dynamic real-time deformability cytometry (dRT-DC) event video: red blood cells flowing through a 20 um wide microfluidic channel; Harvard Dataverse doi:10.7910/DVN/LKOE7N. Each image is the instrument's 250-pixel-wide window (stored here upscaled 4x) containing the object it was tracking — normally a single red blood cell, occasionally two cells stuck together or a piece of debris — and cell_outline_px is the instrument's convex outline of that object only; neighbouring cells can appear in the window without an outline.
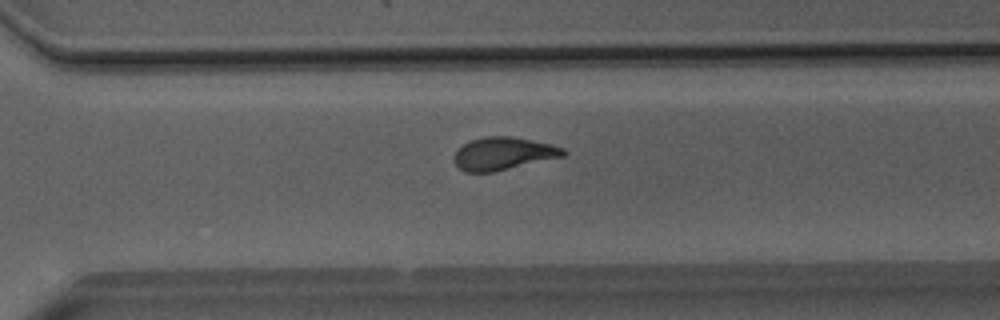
{"species": "Egyptian fruit bat (a non-hibernating species)", "species_latin": "Rousettus aegyptiacus", "temperature_condition": "room temperature", "stored_images_in_passage": 42, "camera_frame_rate_fps": 3000, "um_per_image_px": 0.085, "animal": {"sex": "male"}, "frame": {"image": 1, "passage_image": 27, "time_ms": 8.667, "image_size_px": [1000, 320], "cell_outline_px": [[568, 152], [564, 156], [492, 172], [464, 172], [452, 160], [452, 156], [464, 144], [472, 140], [484, 136], [512, 136], [552, 144], [564, 148]], "centroid_in_image_um": [42.78, 13.05], "position_along_channel_um": 327.8, "area_um2": 20.81}}
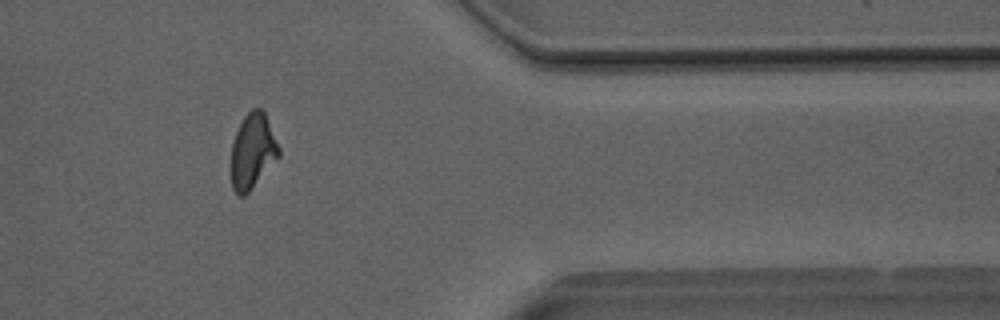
{"frame": {"image": 2, "passage_image": 33, "time_ms": 10.667, "image_size_px": [1000, 320], "cell_outline_px": [[280, 156], [248, 192], [244, 196], [236, 196], [232, 188], [232, 144], [236, 132], [244, 116], [252, 108], [260, 108], [264, 112], [280, 148]], "centroid_in_image_um": [21.47, 12.86], "position_along_channel_um": 389.9, "area_um2": 20.63}}
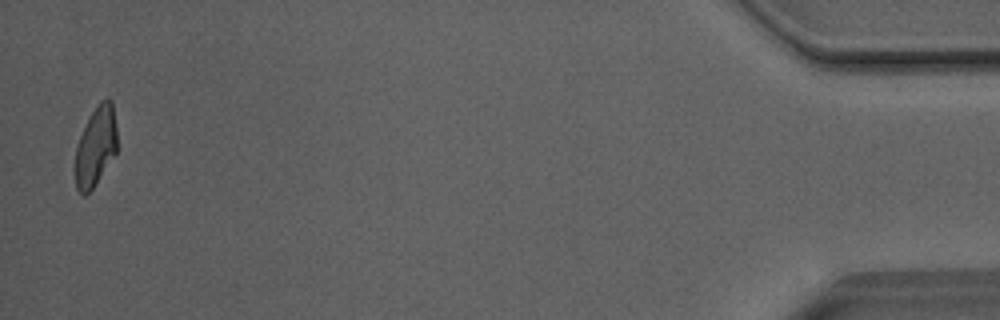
{"frame": {"image": 3, "passage_image": 41, "time_ms": 13.333, "image_size_px": [1000, 320], "cell_outline_px": [[116, 152], [92, 188], [84, 196], [76, 188], [72, 168], [76, 148], [80, 136], [92, 112], [100, 100], [108, 96], [112, 100], [116, 128]], "centroid_in_image_um": [8.09, 12.45], "position_along_channel_um": 427.1, "area_um2": 19.48}, "authors_computed_cell_mechanics": {"area_um2": 20.8658, "velocity_mm_per_s": 4.0527, "shape_relaxation_time_tau1_ms": 5.684, "shape_relaxation_time_tau2_ms": 1.8188, "deformation_change_tau1": 0.1682, "deformation_change_tau2": 0.0838}}